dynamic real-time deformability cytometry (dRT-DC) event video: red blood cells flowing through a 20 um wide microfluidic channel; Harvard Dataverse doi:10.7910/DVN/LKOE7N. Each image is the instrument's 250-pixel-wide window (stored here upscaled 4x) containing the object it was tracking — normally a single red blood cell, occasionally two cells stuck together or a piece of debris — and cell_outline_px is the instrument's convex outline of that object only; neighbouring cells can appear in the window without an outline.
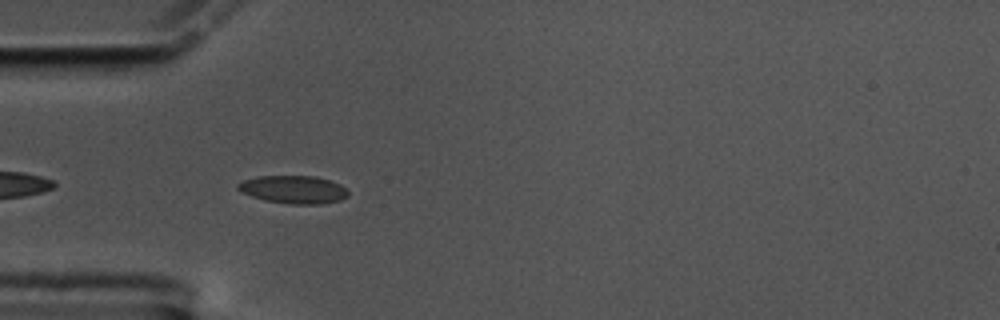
{"species": "common noctule bat (a hibernating species)", "species_latin": "Nyctalus noctula", "temperature_condition": "cold", "stored_images_in_passage": 42, "camera_frame_rate_fps": 3000, "um_per_image_px": 0.085, "animal": {"sex": "male", "body_mass_g": 17.5, "forearm_length_mm": 52.3}, "frame": {"image": 1, "passage_image": 2, "time_ms": 0.333, "image_size_px": [1000, 320], "cell_outline_px": [[348, 196], [340, 200], [320, 204], [292, 204], [264, 200], [240, 192], [236, 188], [236, 184], [244, 180], [256, 176], [316, 176], [340, 184], [348, 192]], "centroid_in_image_um": [24.91, 16.1], "position_along_channel_um": 60.1, "area_um2": 17.92}}
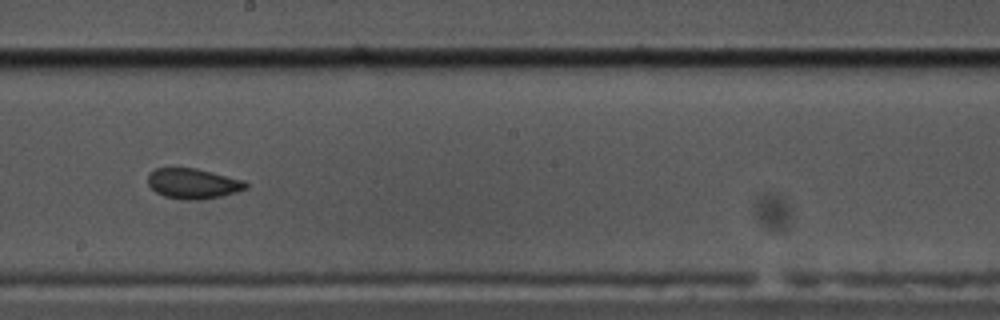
{"frame": {"image": 2, "passage_image": 17, "time_ms": 5.333, "image_size_px": [1000, 320], "cell_outline_px": [[248, 188], [236, 192], [220, 196], [200, 200], [184, 200], [164, 196], [156, 192], [148, 184], [148, 172], [156, 168], [196, 168], [244, 180], [248, 184]], "centroid_in_image_um": [16.4, 15.6], "position_along_channel_um": 231.8, "area_um2": 17.34}}
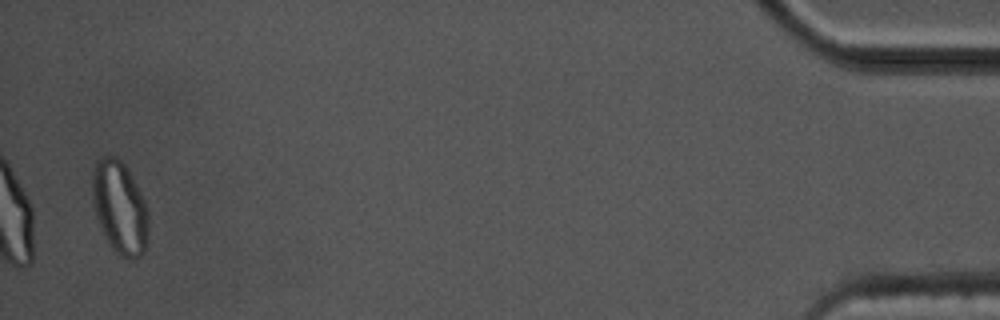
{"frame": {"image": 3, "passage_image": 41, "time_ms": 13.333, "image_size_px": [1000, 320], "cell_outline_px": [[148, 244], [144, 252], [140, 256], [132, 260], [120, 256], [112, 252], [104, 236], [96, 216], [92, 200], [92, 172], [96, 160], [104, 156], [116, 156], [124, 164], [140, 192], [148, 208]], "centroid_in_image_um": [10.17, 17.69], "position_along_channel_um": 425.0, "area_um2": 30.81}, "authors_computed_cell_mechanics": {"area_um2": 17.629, "velocity_mm_per_s": 3.4945, "shape_relaxation_time_tau1_ms": 11.3578, "shape_relaxation_time_tau2_ms": 0.9732, "deformation_change_tau1": 0.2085, "deformation_change_tau2": 0.0593}}